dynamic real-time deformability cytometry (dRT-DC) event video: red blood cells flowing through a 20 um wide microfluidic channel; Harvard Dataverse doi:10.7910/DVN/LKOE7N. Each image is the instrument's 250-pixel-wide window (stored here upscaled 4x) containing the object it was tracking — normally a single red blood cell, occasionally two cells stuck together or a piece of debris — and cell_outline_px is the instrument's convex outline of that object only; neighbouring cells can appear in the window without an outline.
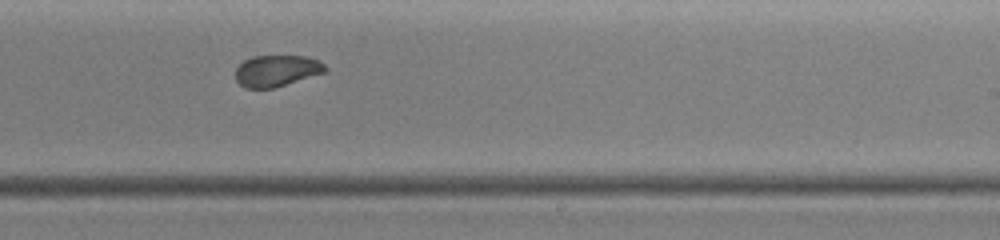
{"species": "common noctule bat (a hibernating species)", "species_latin": "Nyctalus noctula", "temperature_condition": "warm", "stored_images_in_passage": 42, "camera_frame_rate_fps": 3000, "um_per_image_px": 0.085, "animal": {"sex": "female", "body_mass_g": 19.0, "forearm_length_mm": 51.5}, "frame": {"image": 1, "passage_image": 23, "time_ms": 5.667, "image_size_px": [1000, 240], "cell_outline_px": [[328, 72], [272, 88], [244, 88], [236, 80], [236, 68], [244, 60], [252, 56], [308, 56], [320, 60], [328, 68]], "centroid_in_image_um": [23.56, 6.0], "position_along_channel_um": 265.4, "area_um2": 16.59}}
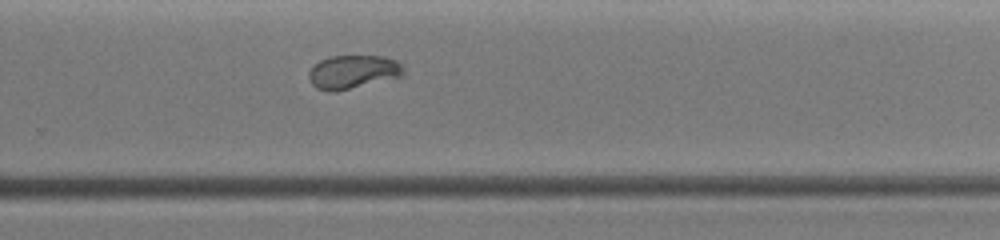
{"frame": {"image": 2, "passage_image": 25, "time_ms": 6.333, "image_size_px": [1000, 240], "cell_outline_px": [[404, 72], [400, 76], [336, 92], [328, 92], [316, 88], [308, 80], [308, 72], [320, 60], [332, 56], [384, 56], [396, 60], [404, 68]], "centroid_in_image_um": [29.96, 6.12], "position_along_channel_um": 299.8, "area_um2": 18.44}}